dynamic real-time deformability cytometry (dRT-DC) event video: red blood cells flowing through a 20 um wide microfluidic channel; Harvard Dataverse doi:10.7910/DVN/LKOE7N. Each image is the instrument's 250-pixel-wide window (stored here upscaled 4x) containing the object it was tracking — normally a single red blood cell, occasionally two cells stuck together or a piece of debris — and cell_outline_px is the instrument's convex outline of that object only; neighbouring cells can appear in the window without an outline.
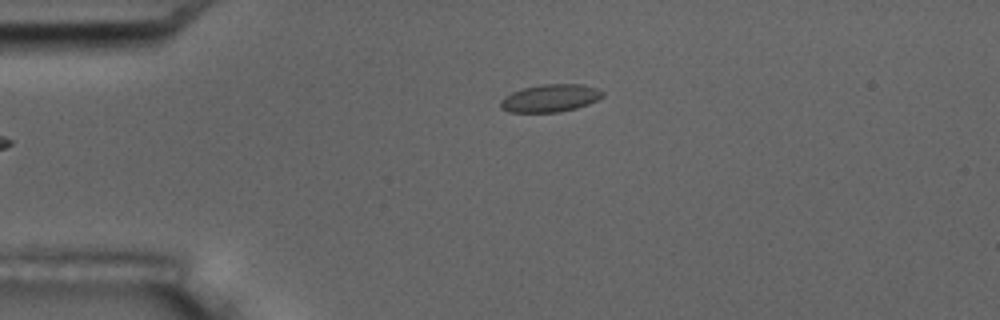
{"species": "common noctule bat (a hibernating species)", "species_latin": "Nyctalus noctula", "temperature_condition": "room temperature", "stored_images_in_passage": 5, "camera_frame_rate_fps": 3000, "um_per_image_px": 0.085, "animal": {"sex": "male", "body_mass_g": 17.5, "forearm_length_mm": 52.3}, "frame": {"image": 1, "passage_image": 5, "time_ms": 4.667, "image_size_px": [1000, 320], "cell_outline_px": [[604, 96], [588, 104], [576, 108], [556, 112], [508, 112], [500, 108], [500, 100], [504, 96], [512, 92], [524, 88], [544, 84], [584, 84], [596, 88], [604, 92]], "centroid_in_image_um": [46.76, 8.34], "position_along_channel_um": 38.2, "area_um2": 16.42}}